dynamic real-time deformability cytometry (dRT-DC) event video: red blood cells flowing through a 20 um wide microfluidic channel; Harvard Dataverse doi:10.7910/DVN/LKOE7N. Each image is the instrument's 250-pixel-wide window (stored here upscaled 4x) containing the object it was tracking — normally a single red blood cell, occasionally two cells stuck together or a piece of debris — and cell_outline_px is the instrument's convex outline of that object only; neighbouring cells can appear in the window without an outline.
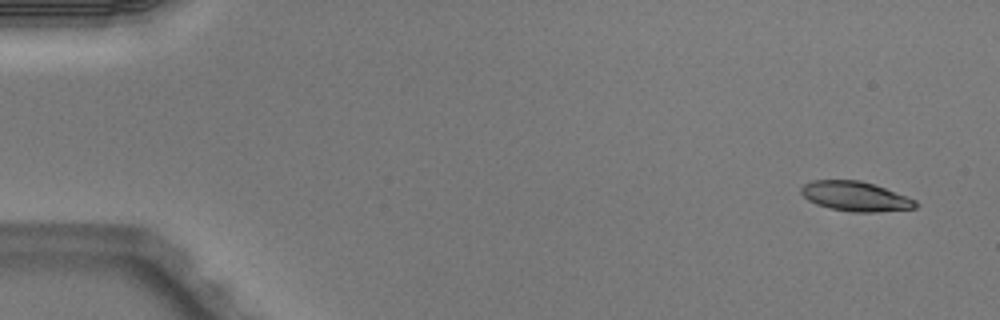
{"species": "Egyptian fruit bat (a non-hibernating species)", "species_latin": "Rousettus aegyptiacus", "temperature_condition": "warm", "stored_images_in_passage": 5, "camera_frame_rate_fps": 3000, "um_per_image_px": 0.085, "animal": {"sex": "male"}, "frame": {"image": 1, "passage_image": 1, "time_ms": 0.0, "image_size_px": [1000, 320], "cell_outline_px": [[920, 204], [916, 208], [876, 212], [852, 212], [828, 208], [816, 204], [808, 200], [800, 192], [800, 188], [804, 184], [812, 180], [860, 180], [908, 196], [916, 200]], "centroid_in_image_um": [72.72, 16.69], "position_along_channel_um": 12.3, "area_um2": 19.88}}
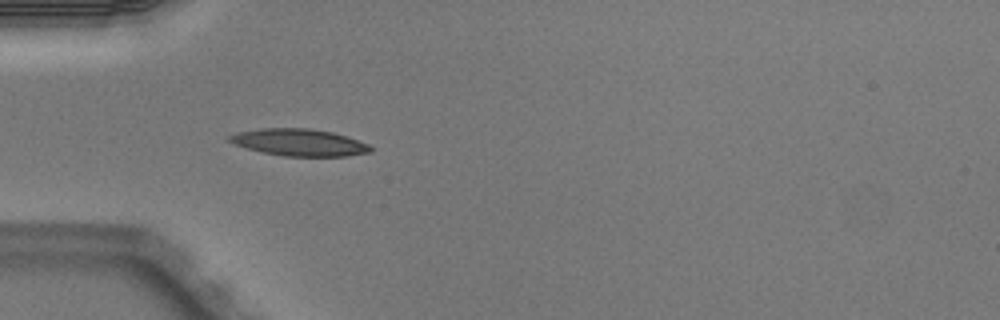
{"frame": {"image": 2, "passage_image": 4, "time_ms": 1.0, "image_size_px": [1000, 320], "cell_outline_px": [[372, 152], [348, 156], [284, 156], [264, 152], [248, 148], [236, 144], [228, 140], [228, 136], [236, 132], [260, 128], [308, 128], [332, 132], [368, 144], [372, 148]], "centroid_in_image_um": [25.43, 12.1], "position_along_channel_um": 59.6, "area_um2": 21.96}}
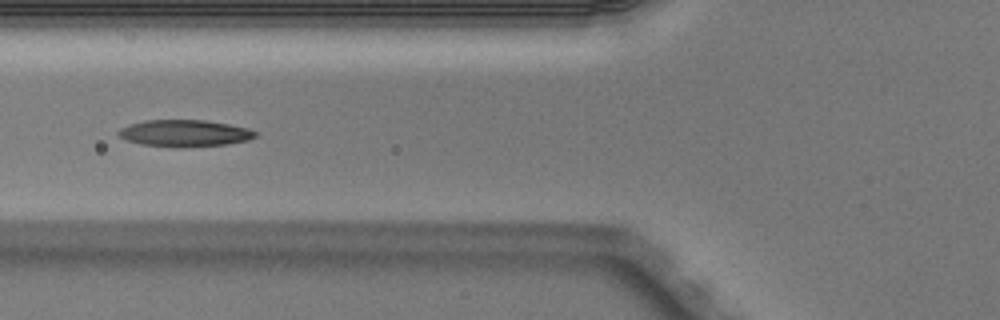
{"frame": {"image": 3, "passage_image": 5, "time_ms": 1.333, "image_size_px": [1000, 320], "cell_outline_px": [[256, 136], [248, 140], [228, 144], [184, 148], [176, 148], [140, 144], [124, 140], [116, 132], [120, 128], [128, 124], [144, 120], [204, 120], [228, 124], [248, 128], [256, 132]], "centroid_in_image_um": [15.64, 11.34], "position_along_channel_um": 110.2, "area_um2": 21.68}}